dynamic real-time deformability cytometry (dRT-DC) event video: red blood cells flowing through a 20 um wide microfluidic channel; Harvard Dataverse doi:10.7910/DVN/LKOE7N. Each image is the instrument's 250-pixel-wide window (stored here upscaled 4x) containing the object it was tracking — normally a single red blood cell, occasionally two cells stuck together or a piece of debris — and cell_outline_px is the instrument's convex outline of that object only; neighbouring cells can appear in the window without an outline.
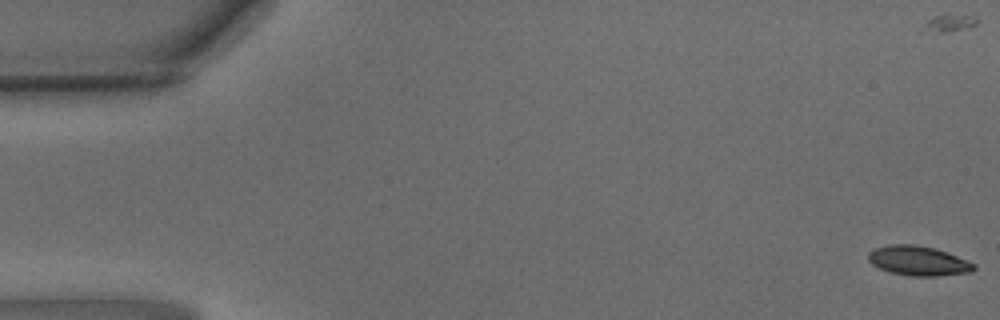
{"species": "common noctule bat (a hibernating species)", "species_latin": "Nyctalus noctula", "temperature_condition": "warm", "stored_images_in_passage": 9, "camera_frame_rate_fps": 3000, "um_per_image_px": 0.085, "animal": {"sex": "male", "body_mass_g": 15.6}, "frame": {"image": 1, "passage_image": 1, "time_ms": 0.0, "image_size_px": [1000, 320], "cell_outline_px": [[976, 268], [972, 272], [936, 276], [908, 276], [892, 272], [880, 268], [872, 264], [868, 260], [868, 252], [872, 248], [888, 244], [916, 244], [936, 248], [948, 252], [976, 264]], "centroid_in_image_um": [78.05, 22.15], "position_along_channel_um": 6.9, "area_um2": 18.5}}